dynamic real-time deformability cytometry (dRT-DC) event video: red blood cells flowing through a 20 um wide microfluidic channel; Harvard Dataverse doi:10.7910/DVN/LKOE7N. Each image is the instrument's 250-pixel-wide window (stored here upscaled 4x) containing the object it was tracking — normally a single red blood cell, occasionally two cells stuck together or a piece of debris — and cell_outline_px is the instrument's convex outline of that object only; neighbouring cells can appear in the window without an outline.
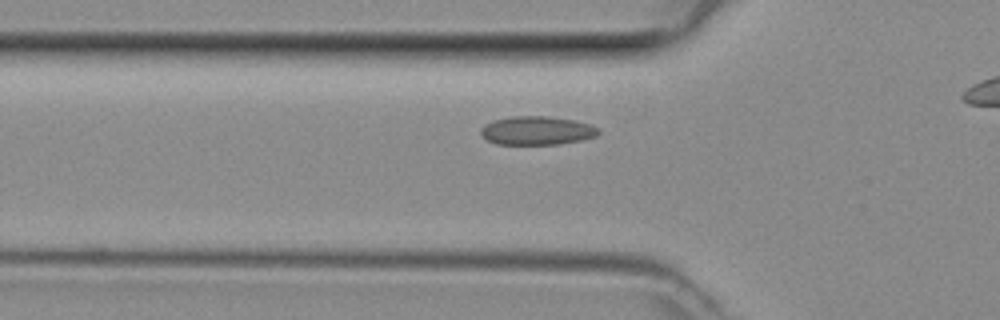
{"species": "common noctule bat (a hibernating species)", "species_latin": "Nyctalus noctula", "temperature_condition": "room temperature", "stored_images_in_passage": 35, "camera_frame_rate_fps": 3000, "um_per_image_px": 0.085, "animal": {"sex": "female", "body_mass_g": 29.2, "forearm_length_mm": 56.3}, "frame": {"image": 1, "passage_image": 12, "time_ms": 3.667, "image_size_px": [1000, 320], "cell_outline_px": [[600, 132], [596, 136], [580, 140], [560, 144], [496, 144], [488, 140], [480, 132], [480, 128], [484, 124], [492, 120], [512, 116], [548, 116], [576, 120], [592, 124], [600, 128]], "centroid_in_image_um": [45.66, 11.08], "position_along_channel_um": 80.1, "area_um2": 19.83}}
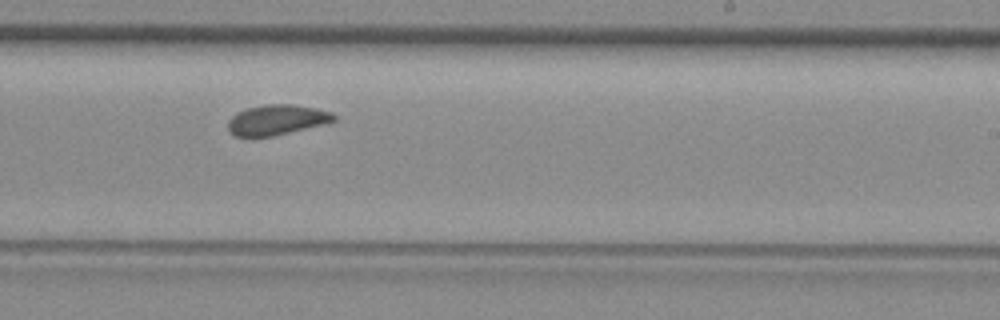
{"frame": {"image": 2, "passage_image": 25, "time_ms": 8.0, "image_size_px": [1000, 320], "cell_outline_px": [[336, 120], [272, 136], [236, 136], [228, 132], [228, 120], [236, 112], [248, 108], [264, 104], [292, 104], [316, 108], [332, 112], [336, 116]], "centroid_in_image_um": [23.48, 10.17], "position_along_channel_um": 265.5, "area_um2": 18.38}}
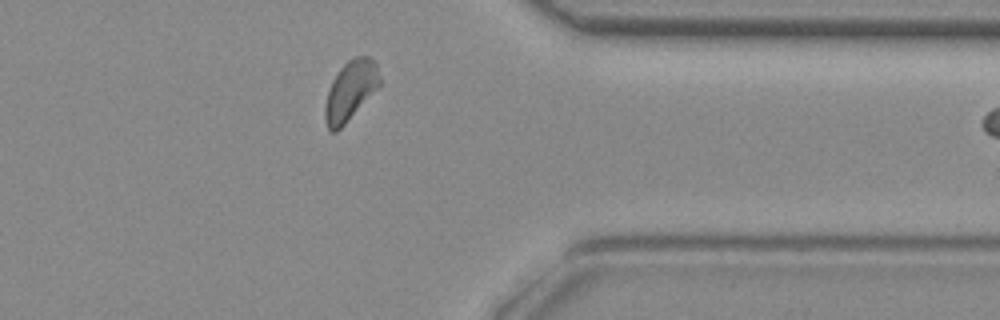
{"frame": {"image": 3, "passage_image": 34, "time_ms": 11.0, "image_size_px": [1000, 320], "cell_outline_px": [[380, 84], [344, 124], [336, 132], [332, 132], [328, 128], [324, 120], [324, 108], [328, 92], [332, 80], [340, 68], [352, 56], [368, 56], [376, 64], [380, 76]], "centroid_in_image_um": [29.76, 7.68], "position_along_channel_um": 381.6, "area_um2": 18.61}}